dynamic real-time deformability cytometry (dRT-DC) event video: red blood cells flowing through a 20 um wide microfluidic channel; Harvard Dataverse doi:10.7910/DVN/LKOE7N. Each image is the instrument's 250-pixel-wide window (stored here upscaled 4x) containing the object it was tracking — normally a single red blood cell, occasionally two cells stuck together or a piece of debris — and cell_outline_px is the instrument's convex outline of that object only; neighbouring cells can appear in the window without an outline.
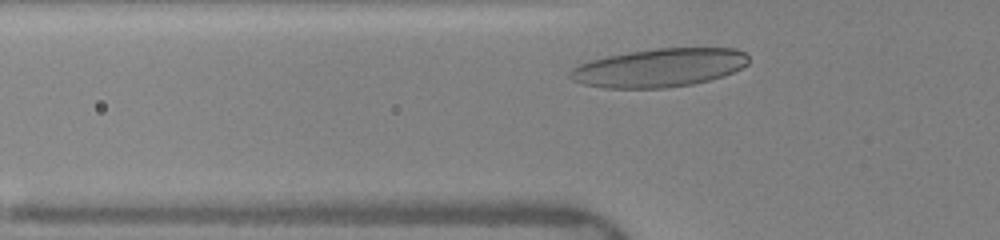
{"species": "human", "species_latin": "Homo sapiens", "temperature_condition": "warm", "stored_images_in_passage": 29, "camera_frame_rate_fps": 3000, "um_per_image_px": 0.085, "donor": {"sex": "female"}, "frame": {"image": 1, "passage_image": 4, "time_ms": 1.0, "image_size_px": [1000, 240], "cell_outline_px": [[748, 64], [724, 76], [692, 84], [664, 88], [604, 88], [584, 84], [572, 80], [568, 76], [568, 72], [572, 68], [580, 64], [592, 60], [608, 56], [656, 48], [736, 48], [744, 52], [748, 56]], "centroid_in_image_um": [56.04, 5.76], "position_along_channel_um": 69.8, "area_um2": 39.82}}
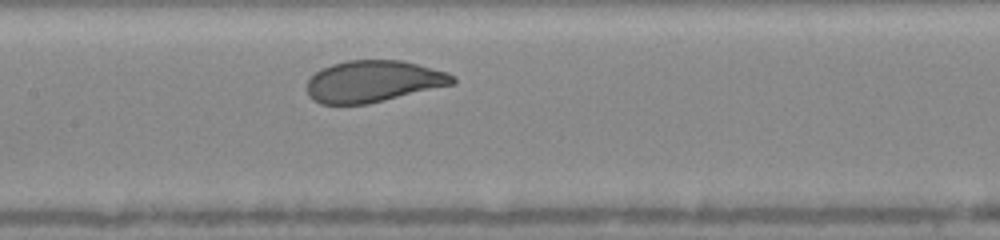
{"frame": {"image": 2, "passage_image": 12, "time_ms": 3.667, "image_size_px": [1000, 240], "cell_outline_px": [[456, 84], [368, 104], [320, 104], [312, 100], [308, 96], [308, 80], [320, 68], [332, 64], [348, 60], [400, 60], [448, 72], [456, 76]], "centroid_in_image_um": [31.75, 6.92], "position_along_channel_um": 175.7, "area_um2": 35.55}}
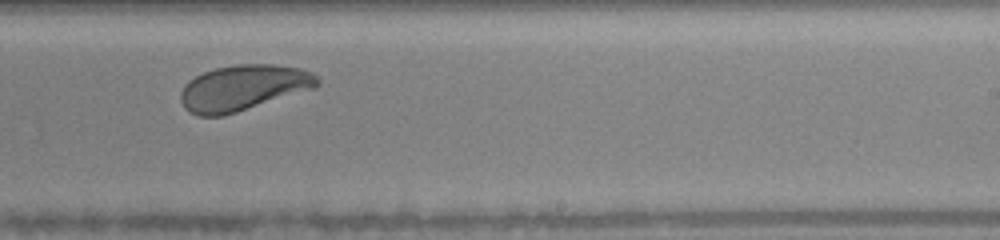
{"frame": {"image": 3, "passage_image": 19, "time_ms": 6.0, "image_size_px": [1000, 240], "cell_outline_px": [[320, 84], [316, 88], [224, 116], [196, 116], [188, 112], [184, 108], [180, 100], [180, 92], [184, 84], [188, 80], [204, 72], [216, 68], [236, 64], [272, 64], [300, 68], [312, 72], [320, 76]], "centroid_in_image_um": [20.69, 7.47], "position_along_channel_um": 268.3, "area_um2": 36.88}, "authors_computed_cell_mechanics": {"area_um2": 36.1828, "velocity_mm_per_s": 3.9843, "shape_relaxation_time_tau1_ms": 2.3122, "shape_relaxation_time_tau2_ms": null, "deformation_change_tau1": 0.1268, "deformation_change_tau2": null}}